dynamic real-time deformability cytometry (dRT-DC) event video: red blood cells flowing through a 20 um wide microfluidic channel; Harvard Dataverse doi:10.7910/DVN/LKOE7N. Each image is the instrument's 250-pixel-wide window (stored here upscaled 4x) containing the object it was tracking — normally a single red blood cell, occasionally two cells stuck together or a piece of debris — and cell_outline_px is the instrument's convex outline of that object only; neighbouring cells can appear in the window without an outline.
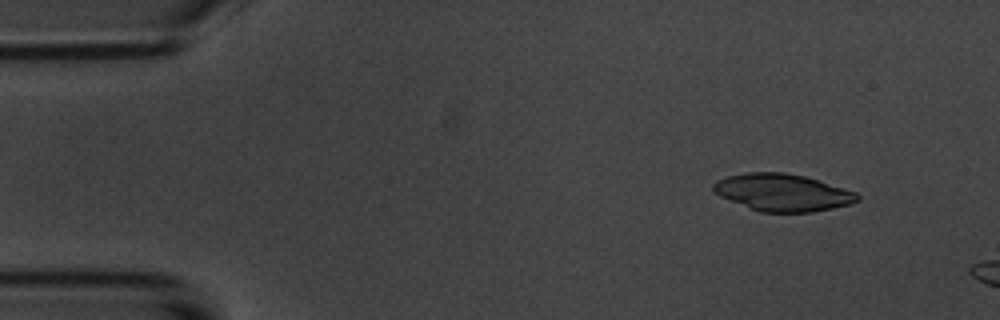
{"species": "common noctule bat (a hibernating species)", "species_latin": "Nyctalus noctula", "temperature_condition": "room temperature", "stored_images_in_passage": 4, "camera_frame_rate_fps": 3000, "um_per_image_px": 0.085, "animal": {"sex": "male", "body_mass_g": 20.1, "forearm_length_mm": 53.5}, "frame": {"image": 1, "passage_image": 2, "time_ms": 1.0, "image_size_px": [1000, 320], "cell_outline_px": [[860, 200], [848, 204], [832, 208], [812, 212], [760, 212], [720, 196], [712, 188], [712, 184], [716, 180], [728, 176], [744, 172], [784, 172], [804, 176], [856, 192], [860, 196]], "centroid_in_image_um": [66.5, 16.35], "position_along_channel_um": 18.5, "area_um2": 30.98}}